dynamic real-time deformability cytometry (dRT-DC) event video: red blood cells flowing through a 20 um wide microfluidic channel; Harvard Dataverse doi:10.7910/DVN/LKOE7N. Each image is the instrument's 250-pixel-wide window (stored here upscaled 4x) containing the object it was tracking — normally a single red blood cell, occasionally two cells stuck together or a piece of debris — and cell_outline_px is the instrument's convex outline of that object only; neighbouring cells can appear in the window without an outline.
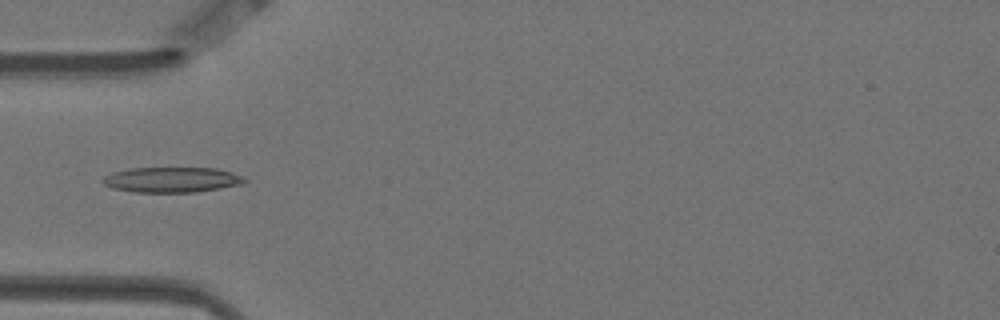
{"species": "Egyptian fruit bat (a non-hibernating species)", "species_latin": "Rousettus aegyptiacus", "temperature_condition": "warm", "stored_images_in_passage": 6, "camera_frame_rate_fps": 3000, "um_per_image_px": 0.085, "animal": {"sex": "female"}, "frame": {"image": 1, "passage_image": 5, "time_ms": 1.333, "image_size_px": [1000, 320], "cell_outline_px": [[248, 180], [240, 184], [220, 188], [196, 192], [132, 192], [112, 188], [104, 184], [100, 180], [104, 176], [112, 172], [128, 168], [216, 168], [232, 172], [244, 176]], "centroid_in_image_um": [14.58, 15.27], "position_along_channel_um": 70.4, "area_um2": 21.04}}
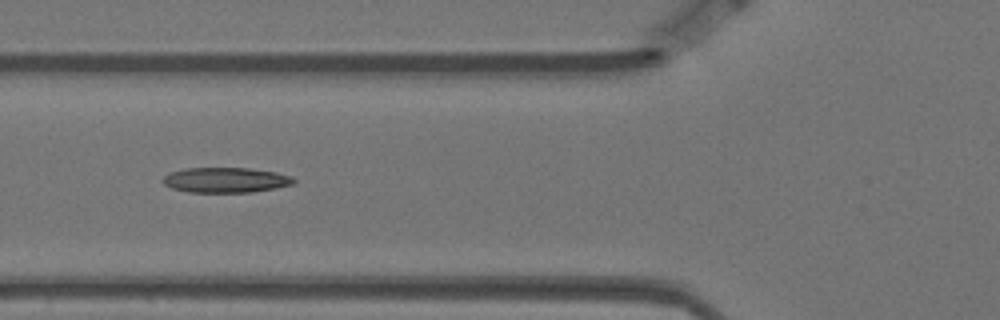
{"frame": {"image": 2, "passage_image": 6, "time_ms": 1.667, "image_size_px": [1000, 320], "cell_outline_px": [[296, 184], [276, 188], [252, 192], [188, 192], [172, 188], [164, 184], [160, 180], [168, 172], [184, 168], [248, 168], [276, 172], [292, 176], [296, 180]], "centroid_in_image_um": [19.18, 15.3], "position_along_channel_um": 106.6, "area_um2": 19.42}}